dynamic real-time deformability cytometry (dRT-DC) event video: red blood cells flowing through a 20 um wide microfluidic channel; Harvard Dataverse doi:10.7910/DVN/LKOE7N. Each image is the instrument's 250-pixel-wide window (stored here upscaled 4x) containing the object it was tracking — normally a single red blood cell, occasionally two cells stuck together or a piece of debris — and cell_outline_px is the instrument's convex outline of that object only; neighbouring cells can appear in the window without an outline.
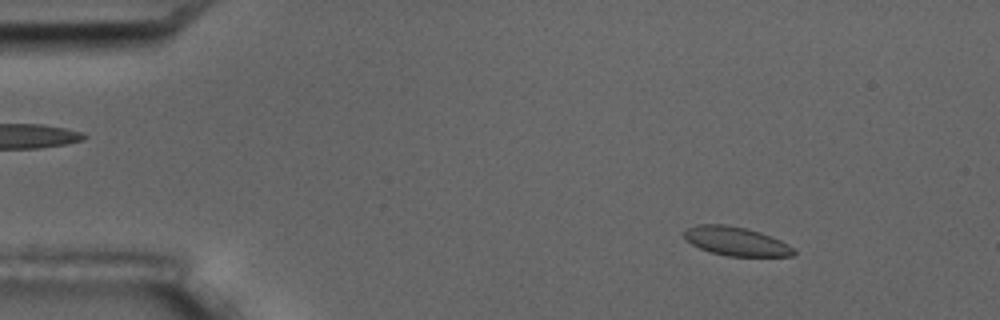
{"species": "common noctule bat (a hibernating species)", "species_latin": "Nyctalus noctula", "temperature_condition": "room temperature", "stored_images_in_passage": 8, "camera_frame_rate_fps": 3000, "um_per_image_px": 0.085, "animal": {"sex": "male", "body_mass_g": 17.5, "forearm_length_mm": 52.3}, "frame": {"image": 1, "passage_image": 2, "time_ms": 1.333, "image_size_px": [1000, 320], "cell_outline_px": [[796, 252], [792, 256], [728, 256], [712, 252], [700, 248], [684, 240], [684, 232], [688, 228], [696, 224], [724, 224], [748, 228], [772, 236], [796, 248]], "centroid_in_image_um": [62.58, 20.5], "position_along_channel_um": 22.4, "area_um2": 18.55}}
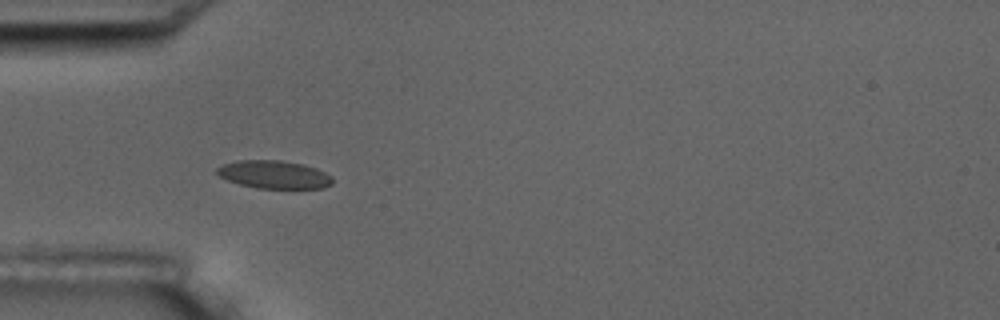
{"frame": {"image": 2, "passage_image": 5, "time_ms": 4.667, "image_size_px": [1000, 320], "cell_outline_px": [[332, 184], [320, 188], [256, 188], [240, 184], [228, 180], [220, 176], [216, 172], [216, 168], [220, 164], [240, 160], [280, 160], [304, 164], [316, 168], [332, 176]], "centroid_in_image_um": [23.27, 14.82], "position_along_channel_um": 61.7, "area_um2": 18.84}}
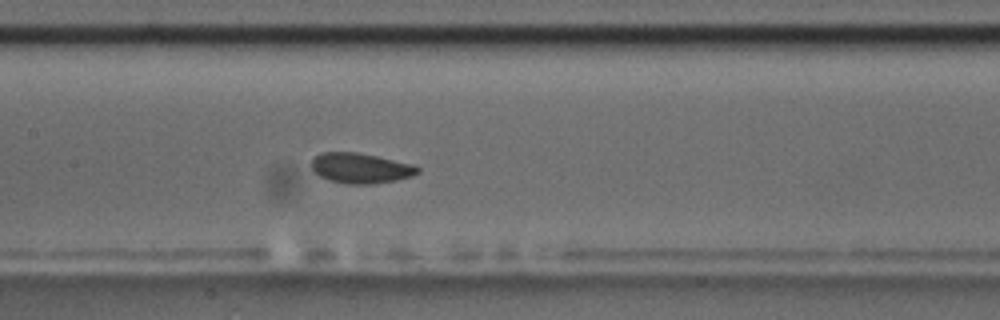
{"frame": {"image": 3, "passage_image": 8, "time_ms": 8.0, "image_size_px": [1000, 320], "cell_outline_px": [[420, 172], [412, 176], [396, 180], [372, 184], [344, 184], [328, 180], [320, 176], [312, 168], [312, 160], [316, 156], [324, 152], [356, 152], [376, 156], [412, 164], [420, 168]], "centroid_in_image_um": [30.66, 14.3], "position_along_channel_um": 176.7, "area_um2": 18.61}}